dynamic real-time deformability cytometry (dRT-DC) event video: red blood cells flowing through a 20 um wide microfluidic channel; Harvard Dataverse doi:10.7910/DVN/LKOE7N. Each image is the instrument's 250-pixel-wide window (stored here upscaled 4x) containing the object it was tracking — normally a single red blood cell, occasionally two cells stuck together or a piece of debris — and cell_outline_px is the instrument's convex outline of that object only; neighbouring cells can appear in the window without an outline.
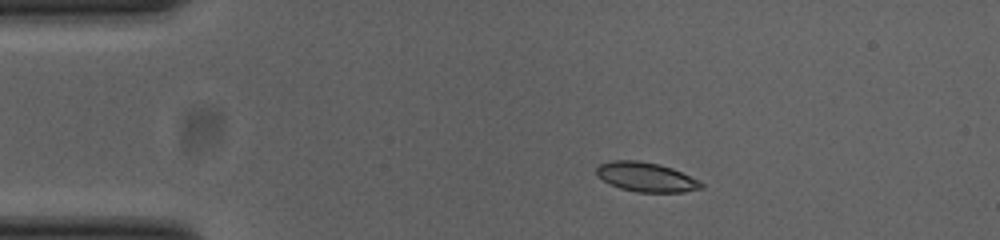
{"species": "common noctule bat (a hibernating species)", "species_latin": "Nyctalus noctula", "temperature_condition": "cold", "stored_images_in_passage": 44, "camera_frame_rate_fps": 3000, "um_per_image_px": 0.085, "animal": {"sex": "female", "body_mass_g": 23.0, "forearm_length_mm": 53.4}, "frame": {"image": 1, "passage_image": 1, "time_ms": 0.0, "image_size_px": [1000, 240], "cell_outline_px": [[704, 188], [684, 192], [636, 192], [620, 188], [596, 176], [596, 168], [600, 164], [612, 160], [640, 160], [660, 164], [672, 168], [700, 180], [704, 184]], "centroid_in_image_um": [54.95, 15.04], "position_along_channel_um": 30.1, "area_um2": 18.09}}
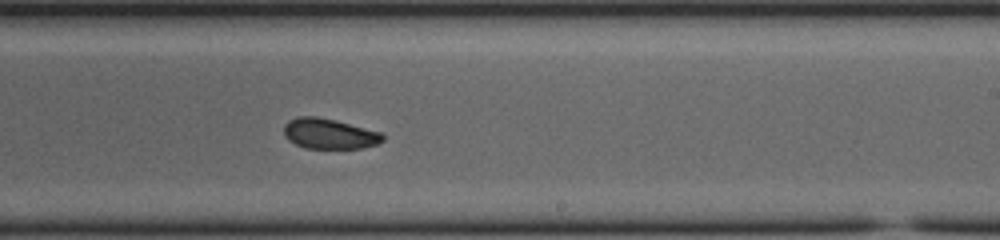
{"frame": {"image": 2, "passage_image": 23, "time_ms": 7.333, "image_size_px": [1000, 240], "cell_outline_px": [[384, 140], [376, 144], [360, 148], [304, 148], [288, 140], [284, 136], [284, 124], [288, 120], [296, 116], [316, 116], [336, 120], [384, 132]], "centroid_in_image_um": [27.99, 11.35], "position_along_channel_um": 261.0, "area_um2": 17.74}}
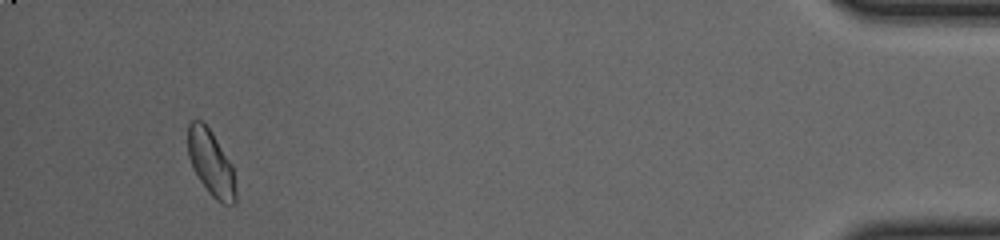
{"frame": {"image": 3, "passage_image": 41, "time_ms": 13.333, "image_size_px": [1000, 240], "cell_outline_px": [[236, 204], [224, 204], [216, 200], [208, 192], [200, 180], [188, 156], [188, 124], [192, 120], [200, 120], [212, 132], [232, 164], [236, 192]], "centroid_in_image_um": [17.95, 13.87], "position_along_channel_um": 417.3, "area_um2": 18.09}, "authors_computed_cell_mechanics": {"area_um2": 18.0625, "velocity_mm_per_s": 3.8362, "shape_relaxation_time_tau1_ms": null, "shape_relaxation_time_tau2_ms": 3.6697, "deformation_change_tau1": null, "deformation_change_tau2": 0.0749}}